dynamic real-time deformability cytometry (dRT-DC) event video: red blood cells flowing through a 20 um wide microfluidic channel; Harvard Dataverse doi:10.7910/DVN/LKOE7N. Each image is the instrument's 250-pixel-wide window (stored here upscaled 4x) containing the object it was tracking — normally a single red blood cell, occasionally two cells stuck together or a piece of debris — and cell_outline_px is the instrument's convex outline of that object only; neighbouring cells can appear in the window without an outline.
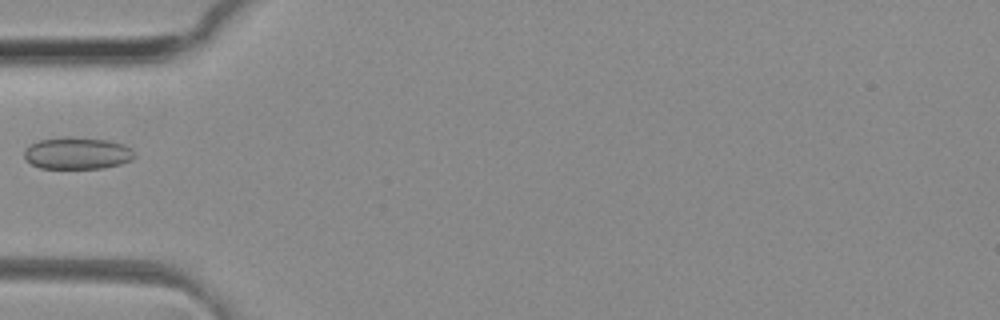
{"species": "common noctule bat (a hibernating species)", "species_latin": "Nyctalus noctula", "temperature_condition": "room temperature", "stored_images_in_passage": 27, "camera_frame_rate_fps": 3000, "um_per_image_px": 0.085, "animal": {"sex": "female", "body_mass_g": 29.2, "forearm_length_mm": 56.3}, "frame": {"image": 1, "passage_image": 1, "time_ms": 0.0, "image_size_px": [1000, 320], "cell_outline_px": [[136, 156], [132, 160], [120, 164], [104, 168], [40, 168], [24, 160], [24, 148], [28, 144], [40, 140], [64, 136], [72, 136], [108, 140], [124, 144], [132, 148]], "centroid_in_image_um": [6.56, 13.01], "position_along_channel_um": 78.4, "area_um2": 20.98}}
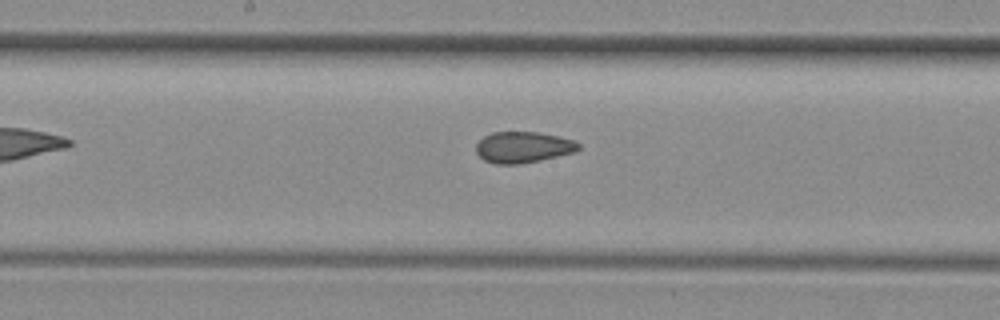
{"frame": {"image": 2, "passage_image": 10, "time_ms": 3.0, "image_size_px": [1000, 320], "cell_outline_px": [[580, 148], [576, 152], [540, 160], [520, 164], [496, 164], [484, 160], [476, 152], [476, 144], [484, 136], [492, 132], [536, 132], [560, 136], [576, 140], [580, 144]], "centroid_in_image_um": [44.49, 12.51], "position_along_channel_um": 203.7, "area_um2": 18.73}}
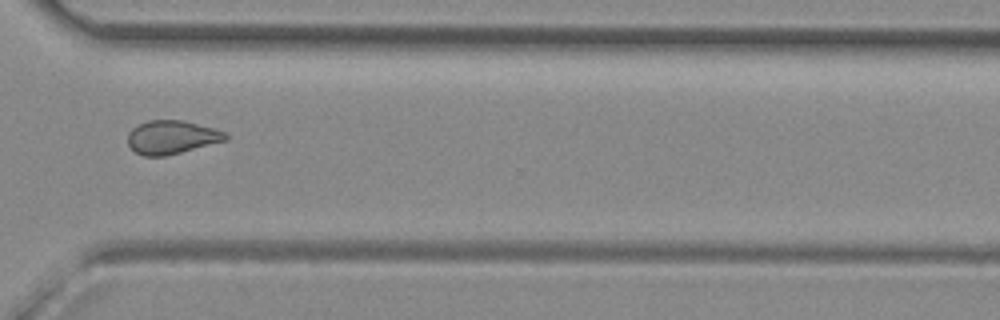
{"frame": {"image": 3, "passage_image": 21, "time_ms": 6.667, "image_size_px": [1000, 320], "cell_outline_px": [[228, 140], [164, 156], [144, 156], [136, 152], [128, 144], [128, 132], [132, 128], [148, 120], [184, 120], [216, 128], [224, 132], [228, 136]], "centroid_in_image_um": [14.61, 11.65], "position_along_channel_um": 356.0, "area_um2": 19.07}}